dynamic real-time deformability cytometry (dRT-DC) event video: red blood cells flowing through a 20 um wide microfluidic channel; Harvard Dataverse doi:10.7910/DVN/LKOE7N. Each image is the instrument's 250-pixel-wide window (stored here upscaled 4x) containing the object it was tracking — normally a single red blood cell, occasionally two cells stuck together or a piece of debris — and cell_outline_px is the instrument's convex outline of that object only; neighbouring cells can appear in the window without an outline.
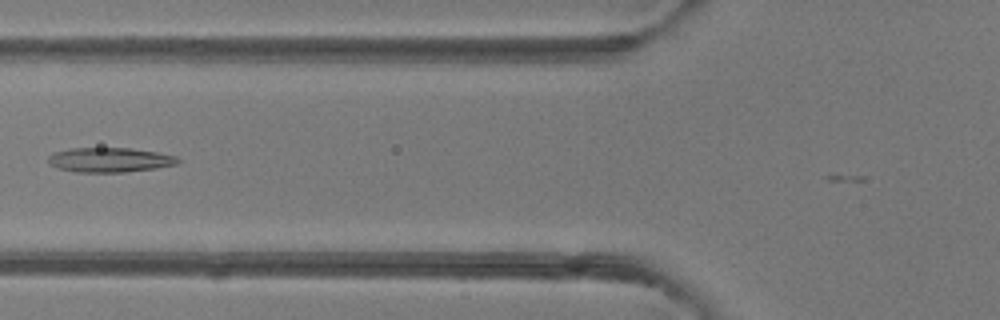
{"species": "common noctule bat (a hibernating species)", "species_latin": "Nyctalus noctula", "temperature_condition": "room temperature", "stored_images_in_passage": 4, "camera_frame_rate_fps": 3000, "um_per_image_px": 0.085, "animal": {"sex": "female"}, "frame": {"image": 1, "passage_image": 3, "time_ms": 3.333, "image_size_px": [1000, 320], "cell_outline_px": [[180, 164], [156, 168], [124, 172], [76, 172], [60, 168], [48, 164], [48, 156], [56, 152], [72, 148], [132, 148], [156, 152], [176, 156], [180, 160]], "centroid_in_image_um": [9.36, 13.59], "position_along_channel_um": 116.4, "area_um2": 18.55}}